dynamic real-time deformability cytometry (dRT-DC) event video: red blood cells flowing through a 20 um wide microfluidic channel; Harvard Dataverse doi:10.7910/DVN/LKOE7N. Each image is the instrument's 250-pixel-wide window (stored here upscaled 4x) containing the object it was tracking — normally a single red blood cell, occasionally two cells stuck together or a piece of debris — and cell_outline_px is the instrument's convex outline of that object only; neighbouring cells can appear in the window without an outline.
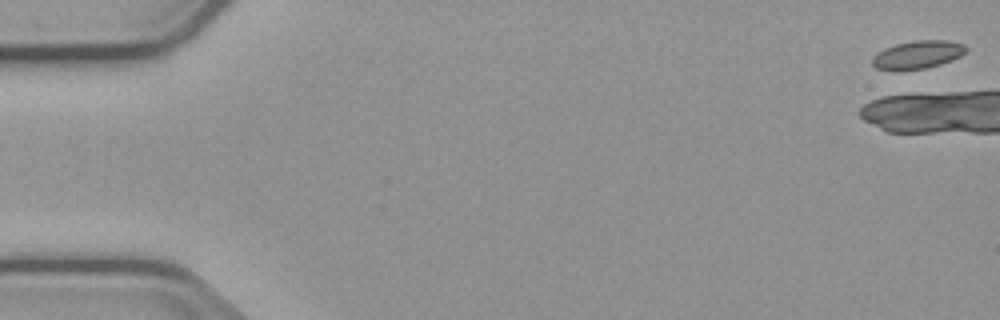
{"species": "common noctule bat (a hibernating species)", "species_latin": "Nyctalus noctula", "temperature_condition": "cold", "stored_images_in_passage": 3, "camera_frame_rate_fps": 3000, "um_per_image_px": 0.085, "animal": {"sex": "male", "body_mass_g": 23.1, "forearm_length_mm": 52.7}, "frame": {"image": 1, "passage_image": 1, "time_ms": 0.0, "image_size_px": [1000, 320], "cell_outline_px": [[968, 48], [960, 56], [940, 64], [924, 68], [876, 68], [872, 64], [872, 56], [884, 48], [896, 44], [912, 40], [948, 40], [964, 44]], "centroid_in_image_um": [78.02, 4.6], "position_along_channel_um": 7.0, "area_um2": 14.85}}